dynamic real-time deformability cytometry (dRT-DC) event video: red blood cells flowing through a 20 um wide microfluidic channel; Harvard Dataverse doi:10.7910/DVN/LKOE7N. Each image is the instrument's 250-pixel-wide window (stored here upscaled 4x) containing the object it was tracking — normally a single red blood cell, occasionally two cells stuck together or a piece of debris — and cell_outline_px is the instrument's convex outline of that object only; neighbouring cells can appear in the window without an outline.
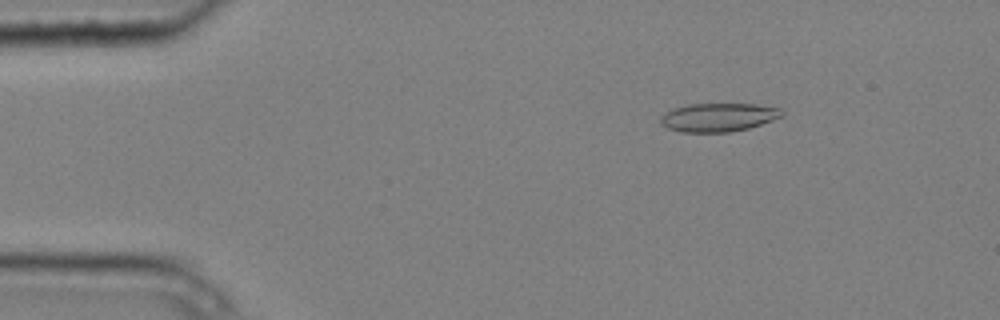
{"species": "common noctule bat (a hibernating species)", "species_latin": "Nyctalus noctula", "temperature_condition": "cold", "stored_images_in_passage": 5, "camera_frame_rate_fps": 3000, "um_per_image_px": 0.085, "animal": {"sex": "male", "body_mass_g": 20.4}, "frame": {"image": 1, "passage_image": 3, "time_ms": 0.667, "image_size_px": [1000, 320], "cell_outline_px": [[784, 116], [748, 128], [728, 132], [680, 132], [668, 128], [660, 124], [660, 116], [664, 112], [688, 104], [756, 104], [780, 108], [784, 112]], "centroid_in_image_um": [61.05, 9.97], "position_along_channel_um": 24.0, "area_um2": 20.17}}